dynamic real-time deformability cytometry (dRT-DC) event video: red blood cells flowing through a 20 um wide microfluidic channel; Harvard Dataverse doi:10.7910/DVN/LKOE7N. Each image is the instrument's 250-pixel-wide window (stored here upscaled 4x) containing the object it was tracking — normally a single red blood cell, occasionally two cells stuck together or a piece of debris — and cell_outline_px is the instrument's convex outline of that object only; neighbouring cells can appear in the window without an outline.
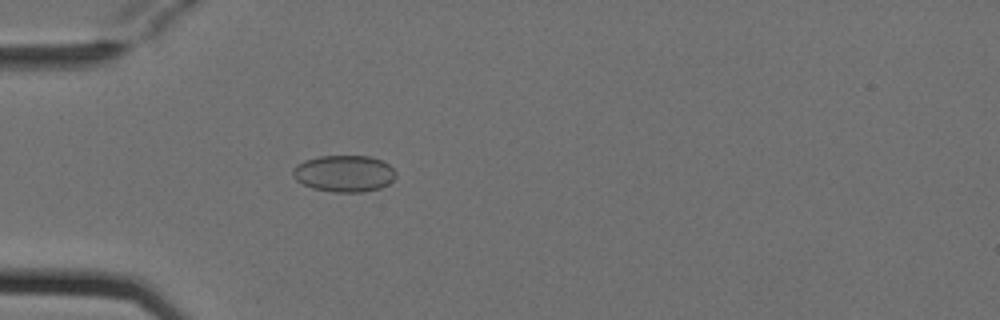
{"species": "Egyptian fruit bat (a non-hibernating species)", "species_latin": "Rousettus aegyptiacus", "temperature_condition": "cold", "stored_images_in_passage": 4, "camera_frame_rate_fps": 3000, "um_per_image_px": 0.085, "animal": {"sex": "female"}, "frame": {"image": 1, "passage_image": 4, "time_ms": 1.0, "image_size_px": [1000, 320], "cell_outline_px": [[396, 176], [388, 184], [380, 188], [364, 192], [332, 192], [312, 188], [296, 180], [292, 176], [292, 168], [296, 164], [304, 160], [320, 156], [368, 156], [380, 160], [388, 164], [396, 172]], "centroid_in_image_um": [29.22, 14.75], "position_along_channel_um": 55.8, "area_um2": 22.08}}